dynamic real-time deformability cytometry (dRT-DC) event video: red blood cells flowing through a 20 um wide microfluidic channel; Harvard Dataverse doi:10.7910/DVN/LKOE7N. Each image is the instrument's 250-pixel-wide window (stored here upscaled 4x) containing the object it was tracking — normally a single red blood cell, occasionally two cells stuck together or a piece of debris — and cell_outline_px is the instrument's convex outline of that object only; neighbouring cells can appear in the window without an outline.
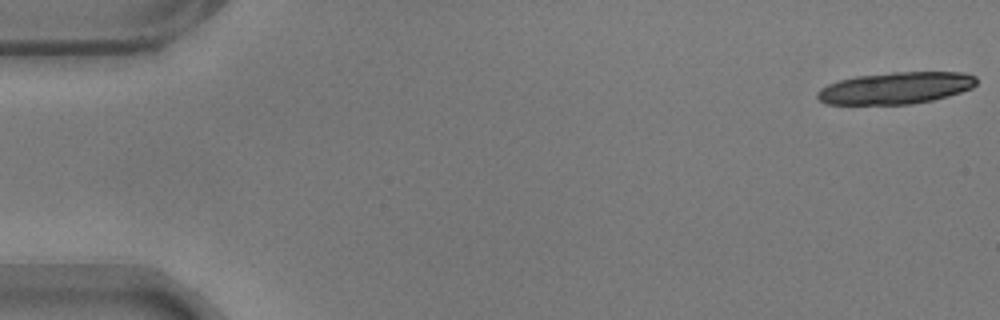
{"species": "common noctule bat (a hibernating species)", "species_latin": "Nyctalus noctula", "temperature_condition": "warm", "stored_images_in_passage": 20, "camera_frame_rate_fps": 3000, "um_per_image_px": 0.085, "animal": {"sex": "male", "body_mass_g": 17.9}, "frame": {"image": 1, "passage_image": 1, "time_ms": 0.0, "image_size_px": [1000, 320], "cell_outline_px": [[976, 84], [972, 88], [948, 96], [932, 100], [912, 104], [824, 104], [816, 96], [816, 92], [820, 88], [828, 84], [840, 80], [856, 76], [892, 72], [964, 72], [976, 76]], "centroid_in_image_um": [76.13, 7.48], "position_along_channel_um": 8.9, "area_um2": 29.59}}